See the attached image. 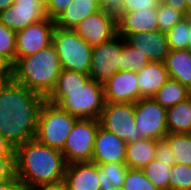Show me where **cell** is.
I'll list each match as a JSON object with an SVG mask.
<instances>
[{
	"mask_svg": "<svg viewBox=\"0 0 191 190\" xmlns=\"http://www.w3.org/2000/svg\"><path fill=\"white\" fill-rule=\"evenodd\" d=\"M169 190H191V166L172 165L169 177Z\"/></svg>",
	"mask_w": 191,
	"mask_h": 190,
	"instance_id": "obj_31",
	"label": "cell"
},
{
	"mask_svg": "<svg viewBox=\"0 0 191 190\" xmlns=\"http://www.w3.org/2000/svg\"><path fill=\"white\" fill-rule=\"evenodd\" d=\"M102 8L100 0H73L54 20L61 29H73L81 20Z\"/></svg>",
	"mask_w": 191,
	"mask_h": 190,
	"instance_id": "obj_20",
	"label": "cell"
},
{
	"mask_svg": "<svg viewBox=\"0 0 191 190\" xmlns=\"http://www.w3.org/2000/svg\"><path fill=\"white\" fill-rule=\"evenodd\" d=\"M12 65L0 54V77H11Z\"/></svg>",
	"mask_w": 191,
	"mask_h": 190,
	"instance_id": "obj_43",
	"label": "cell"
},
{
	"mask_svg": "<svg viewBox=\"0 0 191 190\" xmlns=\"http://www.w3.org/2000/svg\"><path fill=\"white\" fill-rule=\"evenodd\" d=\"M117 71H122V37L92 47L91 79L104 83Z\"/></svg>",
	"mask_w": 191,
	"mask_h": 190,
	"instance_id": "obj_9",
	"label": "cell"
},
{
	"mask_svg": "<svg viewBox=\"0 0 191 190\" xmlns=\"http://www.w3.org/2000/svg\"><path fill=\"white\" fill-rule=\"evenodd\" d=\"M158 29L167 33L176 23L181 22L186 17L172 7L159 2L156 9Z\"/></svg>",
	"mask_w": 191,
	"mask_h": 190,
	"instance_id": "obj_30",
	"label": "cell"
},
{
	"mask_svg": "<svg viewBox=\"0 0 191 190\" xmlns=\"http://www.w3.org/2000/svg\"><path fill=\"white\" fill-rule=\"evenodd\" d=\"M174 164L164 163L154 158L141 170L159 190H169L170 171Z\"/></svg>",
	"mask_w": 191,
	"mask_h": 190,
	"instance_id": "obj_27",
	"label": "cell"
},
{
	"mask_svg": "<svg viewBox=\"0 0 191 190\" xmlns=\"http://www.w3.org/2000/svg\"><path fill=\"white\" fill-rule=\"evenodd\" d=\"M46 100L77 118L96 120L106 103L103 84L91 78L80 89L53 90Z\"/></svg>",
	"mask_w": 191,
	"mask_h": 190,
	"instance_id": "obj_4",
	"label": "cell"
},
{
	"mask_svg": "<svg viewBox=\"0 0 191 190\" xmlns=\"http://www.w3.org/2000/svg\"><path fill=\"white\" fill-rule=\"evenodd\" d=\"M1 157H15V149L0 134V158Z\"/></svg>",
	"mask_w": 191,
	"mask_h": 190,
	"instance_id": "obj_41",
	"label": "cell"
},
{
	"mask_svg": "<svg viewBox=\"0 0 191 190\" xmlns=\"http://www.w3.org/2000/svg\"><path fill=\"white\" fill-rule=\"evenodd\" d=\"M127 143L112 132L98 127L91 162L96 164L125 163Z\"/></svg>",
	"mask_w": 191,
	"mask_h": 190,
	"instance_id": "obj_15",
	"label": "cell"
},
{
	"mask_svg": "<svg viewBox=\"0 0 191 190\" xmlns=\"http://www.w3.org/2000/svg\"><path fill=\"white\" fill-rule=\"evenodd\" d=\"M0 190H22L20 181L15 178L13 180L0 182Z\"/></svg>",
	"mask_w": 191,
	"mask_h": 190,
	"instance_id": "obj_44",
	"label": "cell"
},
{
	"mask_svg": "<svg viewBox=\"0 0 191 190\" xmlns=\"http://www.w3.org/2000/svg\"><path fill=\"white\" fill-rule=\"evenodd\" d=\"M155 159L164 163H175L174 153L164 139L156 140Z\"/></svg>",
	"mask_w": 191,
	"mask_h": 190,
	"instance_id": "obj_38",
	"label": "cell"
},
{
	"mask_svg": "<svg viewBox=\"0 0 191 190\" xmlns=\"http://www.w3.org/2000/svg\"><path fill=\"white\" fill-rule=\"evenodd\" d=\"M186 2H187V17H189L191 13V0H186Z\"/></svg>",
	"mask_w": 191,
	"mask_h": 190,
	"instance_id": "obj_48",
	"label": "cell"
},
{
	"mask_svg": "<svg viewBox=\"0 0 191 190\" xmlns=\"http://www.w3.org/2000/svg\"><path fill=\"white\" fill-rule=\"evenodd\" d=\"M0 54L13 65L16 61V33L0 22Z\"/></svg>",
	"mask_w": 191,
	"mask_h": 190,
	"instance_id": "obj_33",
	"label": "cell"
},
{
	"mask_svg": "<svg viewBox=\"0 0 191 190\" xmlns=\"http://www.w3.org/2000/svg\"><path fill=\"white\" fill-rule=\"evenodd\" d=\"M188 49L191 51V17H189Z\"/></svg>",
	"mask_w": 191,
	"mask_h": 190,
	"instance_id": "obj_47",
	"label": "cell"
},
{
	"mask_svg": "<svg viewBox=\"0 0 191 190\" xmlns=\"http://www.w3.org/2000/svg\"><path fill=\"white\" fill-rule=\"evenodd\" d=\"M156 140L143 138L127 143L126 161L128 168L142 169L155 158Z\"/></svg>",
	"mask_w": 191,
	"mask_h": 190,
	"instance_id": "obj_22",
	"label": "cell"
},
{
	"mask_svg": "<svg viewBox=\"0 0 191 190\" xmlns=\"http://www.w3.org/2000/svg\"><path fill=\"white\" fill-rule=\"evenodd\" d=\"M89 79V74L62 69L54 90L80 89Z\"/></svg>",
	"mask_w": 191,
	"mask_h": 190,
	"instance_id": "obj_32",
	"label": "cell"
},
{
	"mask_svg": "<svg viewBox=\"0 0 191 190\" xmlns=\"http://www.w3.org/2000/svg\"><path fill=\"white\" fill-rule=\"evenodd\" d=\"M189 97V90L180 82L169 79L158 92L152 96L162 107L169 108Z\"/></svg>",
	"mask_w": 191,
	"mask_h": 190,
	"instance_id": "obj_25",
	"label": "cell"
},
{
	"mask_svg": "<svg viewBox=\"0 0 191 190\" xmlns=\"http://www.w3.org/2000/svg\"><path fill=\"white\" fill-rule=\"evenodd\" d=\"M160 0H123L121 14L136 10H150L157 8Z\"/></svg>",
	"mask_w": 191,
	"mask_h": 190,
	"instance_id": "obj_35",
	"label": "cell"
},
{
	"mask_svg": "<svg viewBox=\"0 0 191 190\" xmlns=\"http://www.w3.org/2000/svg\"><path fill=\"white\" fill-rule=\"evenodd\" d=\"M156 9L122 13L117 18L118 35L125 39L130 34L159 30Z\"/></svg>",
	"mask_w": 191,
	"mask_h": 190,
	"instance_id": "obj_18",
	"label": "cell"
},
{
	"mask_svg": "<svg viewBox=\"0 0 191 190\" xmlns=\"http://www.w3.org/2000/svg\"><path fill=\"white\" fill-rule=\"evenodd\" d=\"M136 73L138 88L143 98L154 96L170 79L163 62L150 61Z\"/></svg>",
	"mask_w": 191,
	"mask_h": 190,
	"instance_id": "obj_19",
	"label": "cell"
},
{
	"mask_svg": "<svg viewBox=\"0 0 191 190\" xmlns=\"http://www.w3.org/2000/svg\"><path fill=\"white\" fill-rule=\"evenodd\" d=\"M15 0H0V12L14 4Z\"/></svg>",
	"mask_w": 191,
	"mask_h": 190,
	"instance_id": "obj_45",
	"label": "cell"
},
{
	"mask_svg": "<svg viewBox=\"0 0 191 190\" xmlns=\"http://www.w3.org/2000/svg\"><path fill=\"white\" fill-rule=\"evenodd\" d=\"M164 140L174 153L175 164L191 166V133H167Z\"/></svg>",
	"mask_w": 191,
	"mask_h": 190,
	"instance_id": "obj_26",
	"label": "cell"
},
{
	"mask_svg": "<svg viewBox=\"0 0 191 190\" xmlns=\"http://www.w3.org/2000/svg\"><path fill=\"white\" fill-rule=\"evenodd\" d=\"M46 99L12 78L0 92V134L14 148L35 139L38 113Z\"/></svg>",
	"mask_w": 191,
	"mask_h": 190,
	"instance_id": "obj_1",
	"label": "cell"
},
{
	"mask_svg": "<svg viewBox=\"0 0 191 190\" xmlns=\"http://www.w3.org/2000/svg\"><path fill=\"white\" fill-rule=\"evenodd\" d=\"M166 35L170 50L188 49L189 17L176 23Z\"/></svg>",
	"mask_w": 191,
	"mask_h": 190,
	"instance_id": "obj_29",
	"label": "cell"
},
{
	"mask_svg": "<svg viewBox=\"0 0 191 190\" xmlns=\"http://www.w3.org/2000/svg\"><path fill=\"white\" fill-rule=\"evenodd\" d=\"M46 18L44 0H15L0 12V22L15 33Z\"/></svg>",
	"mask_w": 191,
	"mask_h": 190,
	"instance_id": "obj_12",
	"label": "cell"
},
{
	"mask_svg": "<svg viewBox=\"0 0 191 190\" xmlns=\"http://www.w3.org/2000/svg\"><path fill=\"white\" fill-rule=\"evenodd\" d=\"M125 41L146 55L149 61L164 63L170 52L167 35L160 30L130 34Z\"/></svg>",
	"mask_w": 191,
	"mask_h": 190,
	"instance_id": "obj_16",
	"label": "cell"
},
{
	"mask_svg": "<svg viewBox=\"0 0 191 190\" xmlns=\"http://www.w3.org/2000/svg\"><path fill=\"white\" fill-rule=\"evenodd\" d=\"M169 77L189 88L191 86V51L170 50L164 61Z\"/></svg>",
	"mask_w": 191,
	"mask_h": 190,
	"instance_id": "obj_21",
	"label": "cell"
},
{
	"mask_svg": "<svg viewBox=\"0 0 191 190\" xmlns=\"http://www.w3.org/2000/svg\"><path fill=\"white\" fill-rule=\"evenodd\" d=\"M67 163L60 150L29 140L15 149V174L22 190L64 181Z\"/></svg>",
	"mask_w": 191,
	"mask_h": 190,
	"instance_id": "obj_2",
	"label": "cell"
},
{
	"mask_svg": "<svg viewBox=\"0 0 191 190\" xmlns=\"http://www.w3.org/2000/svg\"><path fill=\"white\" fill-rule=\"evenodd\" d=\"M73 0H44L46 15L49 19L55 20Z\"/></svg>",
	"mask_w": 191,
	"mask_h": 190,
	"instance_id": "obj_36",
	"label": "cell"
},
{
	"mask_svg": "<svg viewBox=\"0 0 191 190\" xmlns=\"http://www.w3.org/2000/svg\"><path fill=\"white\" fill-rule=\"evenodd\" d=\"M100 3L107 13L115 15L117 18L121 15L123 0H100Z\"/></svg>",
	"mask_w": 191,
	"mask_h": 190,
	"instance_id": "obj_39",
	"label": "cell"
},
{
	"mask_svg": "<svg viewBox=\"0 0 191 190\" xmlns=\"http://www.w3.org/2000/svg\"><path fill=\"white\" fill-rule=\"evenodd\" d=\"M99 125V120L96 119H77L61 151L67 165L75 162H91Z\"/></svg>",
	"mask_w": 191,
	"mask_h": 190,
	"instance_id": "obj_8",
	"label": "cell"
},
{
	"mask_svg": "<svg viewBox=\"0 0 191 190\" xmlns=\"http://www.w3.org/2000/svg\"><path fill=\"white\" fill-rule=\"evenodd\" d=\"M77 119L45 100L38 113L35 139L41 144L62 151Z\"/></svg>",
	"mask_w": 191,
	"mask_h": 190,
	"instance_id": "obj_5",
	"label": "cell"
},
{
	"mask_svg": "<svg viewBox=\"0 0 191 190\" xmlns=\"http://www.w3.org/2000/svg\"><path fill=\"white\" fill-rule=\"evenodd\" d=\"M73 30L93 47L118 35L117 17L101 8L81 20Z\"/></svg>",
	"mask_w": 191,
	"mask_h": 190,
	"instance_id": "obj_11",
	"label": "cell"
},
{
	"mask_svg": "<svg viewBox=\"0 0 191 190\" xmlns=\"http://www.w3.org/2000/svg\"><path fill=\"white\" fill-rule=\"evenodd\" d=\"M103 86L105 101L109 103H135L143 98L138 88L136 71H117Z\"/></svg>",
	"mask_w": 191,
	"mask_h": 190,
	"instance_id": "obj_14",
	"label": "cell"
},
{
	"mask_svg": "<svg viewBox=\"0 0 191 190\" xmlns=\"http://www.w3.org/2000/svg\"><path fill=\"white\" fill-rule=\"evenodd\" d=\"M121 190H159L141 169L128 168Z\"/></svg>",
	"mask_w": 191,
	"mask_h": 190,
	"instance_id": "obj_34",
	"label": "cell"
},
{
	"mask_svg": "<svg viewBox=\"0 0 191 190\" xmlns=\"http://www.w3.org/2000/svg\"><path fill=\"white\" fill-rule=\"evenodd\" d=\"M160 2L172 7L173 9L181 12L185 17H187L186 0H160Z\"/></svg>",
	"mask_w": 191,
	"mask_h": 190,
	"instance_id": "obj_40",
	"label": "cell"
},
{
	"mask_svg": "<svg viewBox=\"0 0 191 190\" xmlns=\"http://www.w3.org/2000/svg\"><path fill=\"white\" fill-rule=\"evenodd\" d=\"M168 133H191V98L167 108Z\"/></svg>",
	"mask_w": 191,
	"mask_h": 190,
	"instance_id": "obj_23",
	"label": "cell"
},
{
	"mask_svg": "<svg viewBox=\"0 0 191 190\" xmlns=\"http://www.w3.org/2000/svg\"><path fill=\"white\" fill-rule=\"evenodd\" d=\"M64 182L68 190H101L98 165L93 162L68 164L65 170Z\"/></svg>",
	"mask_w": 191,
	"mask_h": 190,
	"instance_id": "obj_17",
	"label": "cell"
},
{
	"mask_svg": "<svg viewBox=\"0 0 191 190\" xmlns=\"http://www.w3.org/2000/svg\"><path fill=\"white\" fill-rule=\"evenodd\" d=\"M11 79V77H0V92L3 86Z\"/></svg>",
	"mask_w": 191,
	"mask_h": 190,
	"instance_id": "obj_46",
	"label": "cell"
},
{
	"mask_svg": "<svg viewBox=\"0 0 191 190\" xmlns=\"http://www.w3.org/2000/svg\"><path fill=\"white\" fill-rule=\"evenodd\" d=\"M99 123L102 128L114 133L126 143L143 139L135 125V103L106 102Z\"/></svg>",
	"mask_w": 191,
	"mask_h": 190,
	"instance_id": "obj_7",
	"label": "cell"
},
{
	"mask_svg": "<svg viewBox=\"0 0 191 190\" xmlns=\"http://www.w3.org/2000/svg\"><path fill=\"white\" fill-rule=\"evenodd\" d=\"M149 62L146 55H143L141 51L129 45L122 37V71H139Z\"/></svg>",
	"mask_w": 191,
	"mask_h": 190,
	"instance_id": "obj_28",
	"label": "cell"
},
{
	"mask_svg": "<svg viewBox=\"0 0 191 190\" xmlns=\"http://www.w3.org/2000/svg\"><path fill=\"white\" fill-rule=\"evenodd\" d=\"M52 44L59 56L61 69L89 74L92 46L73 29H61L55 26Z\"/></svg>",
	"mask_w": 191,
	"mask_h": 190,
	"instance_id": "obj_6",
	"label": "cell"
},
{
	"mask_svg": "<svg viewBox=\"0 0 191 190\" xmlns=\"http://www.w3.org/2000/svg\"><path fill=\"white\" fill-rule=\"evenodd\" d=\"M54 20L43 19L16 33V58L33 55L52 43Z\"/></svg>",
	"mask_w": 191,
	"mask_h": 190,
	"instance_id": "obj_13",
	"label": "cell"
},
{
	"mask_svg": "<svg viewBox=\"0 0 191 190\" xmlns=\"http://www.w3.org/2000/svg\"><path fill=\"white\" fill-rule=\"evenodd\" d=\"M167 109L152 97L141 98L135 102V125L143 138L162 140L168 133Z\"/></svg>",
	"mask_w": 191,
	"mask_h": 190,
	"instance_id": "obj_10",
	"label": "cell"
},
{
	"mask_svg": "<svg viewBox=\"0 0 191 190\" xmlns=\"http://www.w3.org/2000/svg\"><path fill=\"white\" fill-rule=\"evenodd\" d=\"M15 178V157H1L0 182L13 180Z\"/></svg>",
	"mask_w": 191,
	"mask_h": 190,
	"instance_id": "obj_37",
	"label": "cell"
},
{
	"mask_svg": "<svg viewBox=\"0 0 191 190\" xmlns=\"http://www.w3.org/2000/svg\"><path fill=\"white\" fill-rule=\"evenodd\" d=\"M189 90V97L191 98V86L188 88Z\"/></svg>",
	"mask_w": 191,
	"mask_h": 190,
	"instance_id": "obj_49",
	"label": "cell"
},
{
	"mask_svg": "<svg viewBox=\"0 0 191 190\" xmlns=\"http://www.w3.org/2000/svg\"><path fill=\"white\" fill-rule=\"evenodd\" d=\"M98 165L101 190L122 189L128 167L125 163H106Z\"/></svg>",
	"mask_w": 191,
	"mask_h": 190,
	"instance_id": "obj_24",
	"label": "cell"
},
{
	"mask_svg": "<svg viewBox=\"0 0 191 190\" xmlns=\"http://www.w3.org/2000/svg\"><path fill=\"white\" fill-rule=\"evenodd\" d=\"M61 70L59 56L51 43L33 55L16 58L11 78L46 99L54 90Z\"/></svg>",
	"mask_w": 191,
	"mask_h": 190,
	"instance_id": "obj_3",
	"label": "cell"
},
{
	"mask_svg": "<svg viewBox=\"0 0 191 190\" xmlns=\"http://www.w3.org/2000/svg\"><path fill=\"white\" fill-rule=\"evenodd\" d=\"M29 190H68V188L66 183L64 181H61L54 184L39 185Z\"/></svg>",
	"mask_w": 191,
	"mask_h": 190,
	"instance_id": "obj_42",
	"label": "cell"
}]
</instances>
